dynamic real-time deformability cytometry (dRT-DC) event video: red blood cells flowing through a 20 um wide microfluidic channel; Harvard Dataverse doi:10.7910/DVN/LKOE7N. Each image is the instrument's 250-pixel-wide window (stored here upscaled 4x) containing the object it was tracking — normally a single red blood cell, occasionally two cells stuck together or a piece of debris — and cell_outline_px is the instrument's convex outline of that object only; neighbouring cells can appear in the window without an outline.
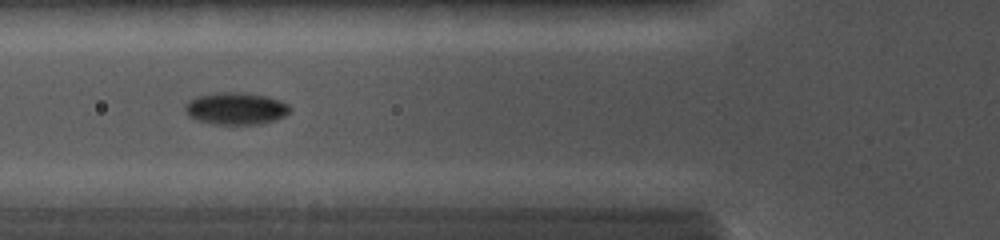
{"species": "common noctule bat (a hibernating species)", "species_latin": "Nyctalus noctula", "temperature_condition": "cold", "stored_images_in_passage": 21, "camera_frame_rate_fps": 5000, "um_per_image_px": 0.085, "animal": {"sex": "female", "body_mass_g": 19.0, "forearm_length_mm": 56.7}, "frame": {"image": 1, "passage_image": 2, "time_ms": 0.6, "image_size_px": [1000, 240], "cell_outline_px": [[292, 108], [284, 116], [276, 120], [260, 124], [212, 124], [196, 120], [188, 116], [184, 108], [184, 104], [188, 100], [196, 96], [216, 92], [236, 92], [268, 96], [280, 100], [288, 104]], "centroid_in_image_um": [20.02, 9.22], "position_along_channel_um": 105.8, "area_um2": 19.88}}
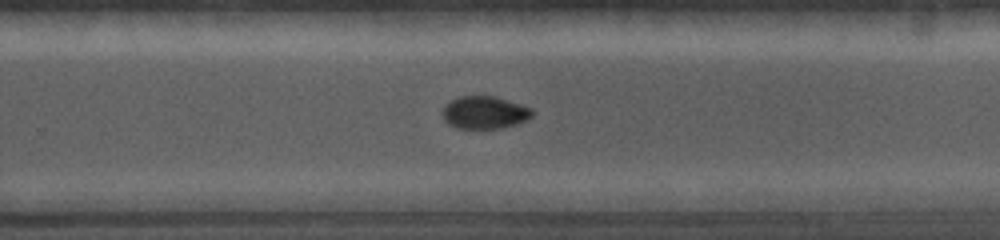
{"frame": {"image": 2, "passage_image": 10, "time_ms": 4.8, "image_size_px": [1000, 240], "cell_outline_px": [[532, 116], [528, 120], [516, 124], [500, 128], [456, 128], [448, 124], [444, 120], [444, 104], [460, 96], [496, 96], [532, 108]], "centroid_in_image_um": [41.2, 9.56], "position_along_channel_um": 288.6, "area_um2": 16.99}}
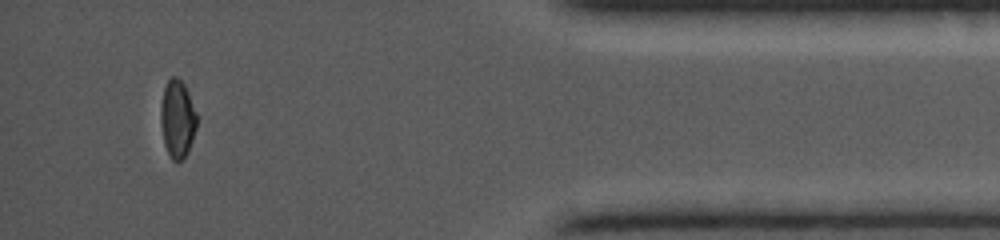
{"frame": {"image": 3, "passage_image": 18, "time_ms": 8.6, "image_size_px": [1000, 240], "cell_outline_px": [[196, 128], [188, 152], [180, 160], [172, 160], [164, 144], [160, 124], [160, 108], [164, 88], [168, 80], [172, 76], [176, 76], [184, 84], [188, 92], [196, 112]], "centroid_in_image_um": [15.06, 10.09], "position_along_channel_um": 420.1, "area_um2": 16.24}}